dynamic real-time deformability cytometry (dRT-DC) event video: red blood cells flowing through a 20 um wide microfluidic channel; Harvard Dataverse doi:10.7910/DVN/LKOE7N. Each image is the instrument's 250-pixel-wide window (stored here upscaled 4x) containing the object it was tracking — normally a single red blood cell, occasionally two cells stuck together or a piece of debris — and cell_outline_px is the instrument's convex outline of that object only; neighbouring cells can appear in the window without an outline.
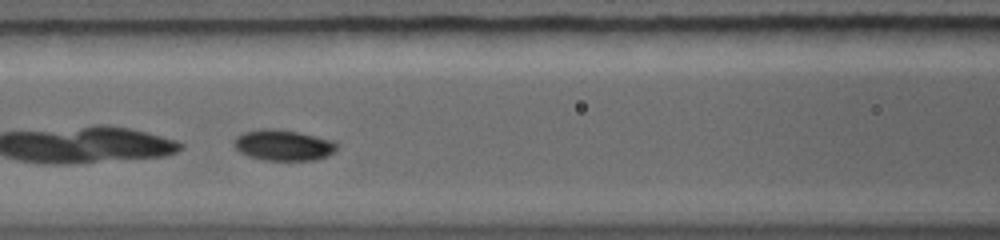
{"species": "common noctule bat (a hibernating species)", "species_latin": "Nyctalus noctula", "temperature_condition": "warm", "stored_images_in_passage": 34, "camera_frame_rate_fps": 5000, "um_per_image_px": 0.085, "animal": {"sex": "female", "body_mass_g": 19.0, "forearm_length_mm": 56.7}, "frame": {"image": 1, "passage_image": 10, "time_ms": 1.6, "image_size_px": [1000, 240], "cell_outline_px": [[340, 144], [336, 152], [328, 156], [316, 160], [264, 160], [248, 156], [240, 152], [232, 144], [232, 140], [236, 136], [244, 132], [260, 128], [276, 128], [300, 132], [336, 140]], "centroid_in_image_um": [24.13, 12.32], "position_along_channel_um": 142.5, "area_um2": 19.13}}